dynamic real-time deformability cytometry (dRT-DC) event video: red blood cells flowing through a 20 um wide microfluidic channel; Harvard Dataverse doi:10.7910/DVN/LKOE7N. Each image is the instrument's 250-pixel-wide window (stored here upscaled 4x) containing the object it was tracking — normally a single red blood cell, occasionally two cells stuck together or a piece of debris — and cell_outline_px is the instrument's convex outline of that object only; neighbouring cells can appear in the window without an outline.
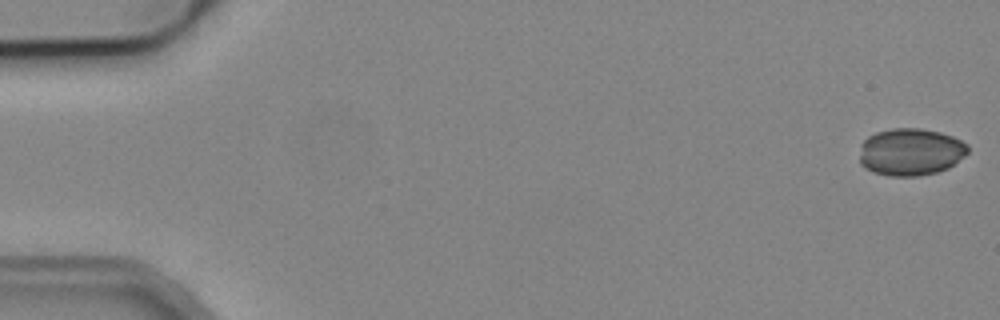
{"species": "common noctule bat (a hibernating species)", "species_latin": "Nyctalus noctula", "temperature_condition": "cold", "stored_images_in_passage": 5, "camera_frame_rate_fps": 3000, "um_per_image_px": 0.085, "animal": {"sex": "male", "body_mass_g": 19.2, "forearm_length_mm": 51.8}, "frame": {"image": 1, "passage_image": 1, "time_ms": 0.0, "image_size_px": [1000, 320], "cell_outline_px": [[968, 152], [964, 156], [948, 168], [936, 172], [920, 176], [888, 176], [872, 172], [864, 168], [860, 164], [860, 144], [868, 136], [876, 132], [892, 128], [920, 128], [940, 132], [952, 136], [968, 144]], "centroid_in_image_um": [77.37, 12.91], "position_along_channel_um": 7.6, "area_um2": 30.11}}